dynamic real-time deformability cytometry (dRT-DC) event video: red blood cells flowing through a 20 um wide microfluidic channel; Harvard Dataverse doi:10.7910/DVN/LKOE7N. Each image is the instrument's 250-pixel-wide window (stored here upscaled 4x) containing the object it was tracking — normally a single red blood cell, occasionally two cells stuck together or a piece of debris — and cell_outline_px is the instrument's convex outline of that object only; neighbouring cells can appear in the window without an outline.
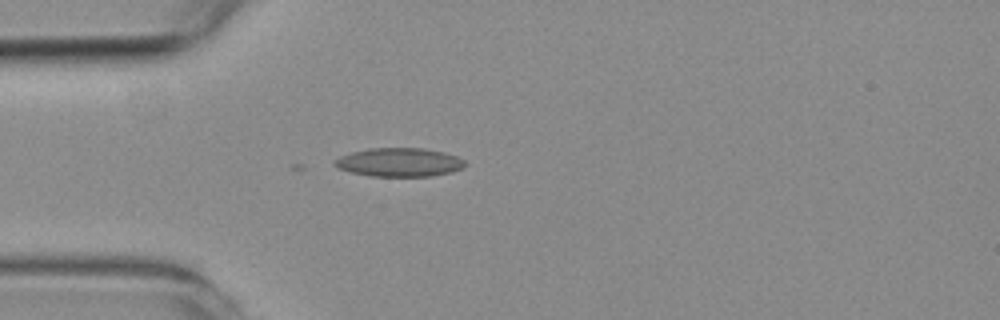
{"species": "common noctule bat (a hibernating species)", "species_latin": "Nyctalus noctula", "temperature_condition": "room temperature", "stored_images_in_passage": 13, "camera_frame_rate_fps": 3000, "um_per_image_px": 0.085, "animal": {"sex": "female", "body_mass_g": 19.3, "forearm_length_mm": 54.1}, "frame": {"image": 1, "passage_image": 10, "time_ms": 3.0, "image_size_px": [1000, 320], "cell_outline_px": [[464, 168], [452, 172], [432, 176], [368, 176], [336, 168], [332, 164], [340, 156], [352, 152], [368, 148], [424, 148], [444, 152], [456, 156], [464, 160]], "centroid_in_image_um": [33.93, 13.79], "position_along_channel_um": 51.1, "area_um2": 21.85}}